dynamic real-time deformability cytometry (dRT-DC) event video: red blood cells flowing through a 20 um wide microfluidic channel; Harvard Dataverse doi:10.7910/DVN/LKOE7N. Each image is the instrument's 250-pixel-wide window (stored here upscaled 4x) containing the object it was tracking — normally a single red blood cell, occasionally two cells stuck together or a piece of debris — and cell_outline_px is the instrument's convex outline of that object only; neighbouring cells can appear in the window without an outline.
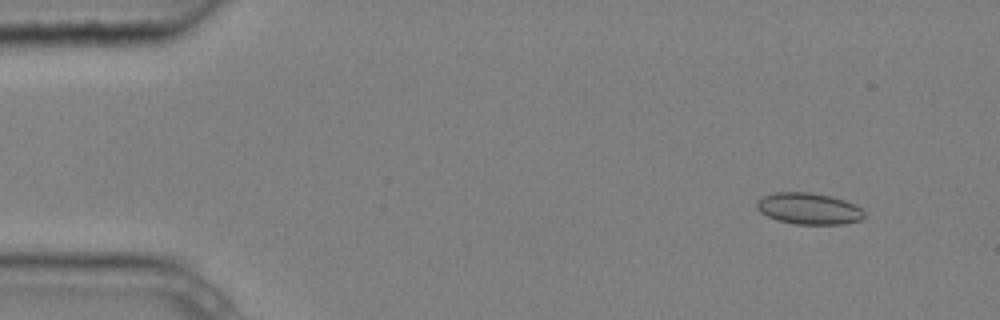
{"species": "common noctule bat (a hibernating species)", "species_latin": "Nyctalus noctula", "temperature_condition": "cold", "stored_images_in_passage": 5, "camera_frame_rate_fps": 3000, "um_per_image_px": 0.085, "animal": {"sex": "male", "body_mass_g": 20.4}, "frame": {"image": 1, "passage_image": 2, "time_ms": 0.333, "image_size_px": [1000, 320], "cell_outline_px": [[864, 216], [860, 220], [844, 224], [796, 224], [776, 220], [760, 212], [756, 208], [756, 200], [772, 192], [808, 192], [832, 196], [844, 200], [860, 208], [864, 212]], "centroid_in_image_um": [68.7, 17.73], "position_along_channel_um": 16.3, "area_um2": 19.71}}